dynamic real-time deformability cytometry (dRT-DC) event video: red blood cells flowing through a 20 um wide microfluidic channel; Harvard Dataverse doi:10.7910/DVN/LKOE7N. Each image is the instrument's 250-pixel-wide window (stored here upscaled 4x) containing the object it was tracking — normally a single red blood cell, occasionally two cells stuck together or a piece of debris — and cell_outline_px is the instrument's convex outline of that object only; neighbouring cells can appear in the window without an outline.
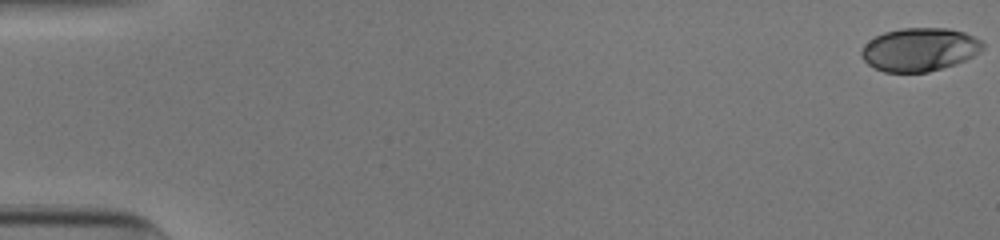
{"species": "human", "species_latin": "Homo sapiens", "temperature_condition": "cold", "stored_images_in_passage": 48, "camera_frame_rate_fps": 3000, "um_per_image_px": 0.085, "donor": {"sex": "male"}, "frame": {"image": 1, "passage_image": 1, "time_ms": 0.0, "image_size_px": [1000, 240], "cell_outline_px": [[984, 48], [980, 52], [956, 64], [928, 72], [884, 72], [868, 64], [860, 56], [860, 52], [864, 44], [868, 40], [884, 32], [900, 28], [948, 28], [964, 32], [980, 40], [984, 44]], "centroid_in_image_um": [78.14, 4.2], "position_along_channel_um": 6.9, "area_um2": 30.69}}
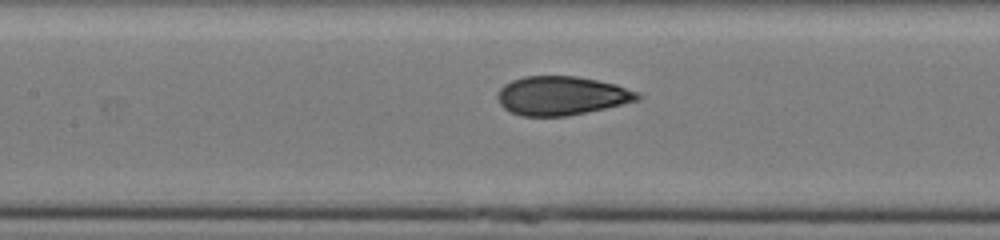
{"frame": {"image": 2, "passage_image": 26, "time_ms": 8.333, "image_size_px": [1000, 240], "cell_outline_px": [[640, 100], [624, 104], [568, 116], [520, 116], [508, 112], [500, 104], [496, 96], [496, 92], [504, 84], [512, 80], [524, 76], [576, 76], [616, 84], [640, 92]], "centroid_in_image_um": [47.71, 8.14], "position_along_channel_um": 159.7, "area_um2": 32.02}}
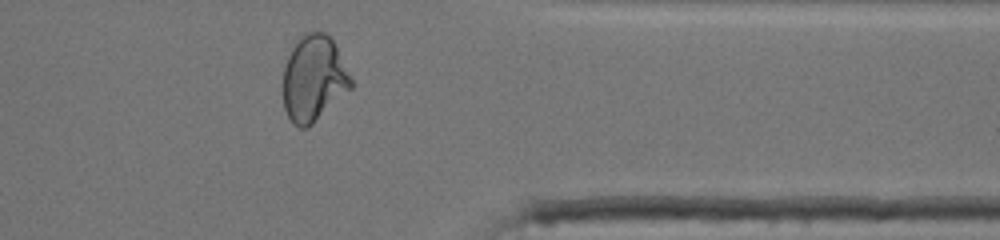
{"frame": {"image": 3, "passage_image": 44, "time_ms": 14.333, "image_size_px": [1000, 240], "cell_outline_px": [[352, 88], [308, 128], [300, 128], [292, 124], [284, 108], [280, 84], [284, 64], [296, 40], [304, 32], [324, 32], [332, 40], [352, 80]], "centroid_in_image_um": [26.6, 6.71], "position_along_channel_um": 384.8, "area_um2": 34.39}, "authors_computed_cell_mechanics": {"area_um2": 31.7322, "velocity_mm_per_s": 3.9153, "shape_relaxation_time_tau1_ms": 6.7524, "shape_relaxation_time_tau2_ms": 0.7877, "deformation_change_tau1": 0.216, "deformation_change_tau2": 0.0511}}